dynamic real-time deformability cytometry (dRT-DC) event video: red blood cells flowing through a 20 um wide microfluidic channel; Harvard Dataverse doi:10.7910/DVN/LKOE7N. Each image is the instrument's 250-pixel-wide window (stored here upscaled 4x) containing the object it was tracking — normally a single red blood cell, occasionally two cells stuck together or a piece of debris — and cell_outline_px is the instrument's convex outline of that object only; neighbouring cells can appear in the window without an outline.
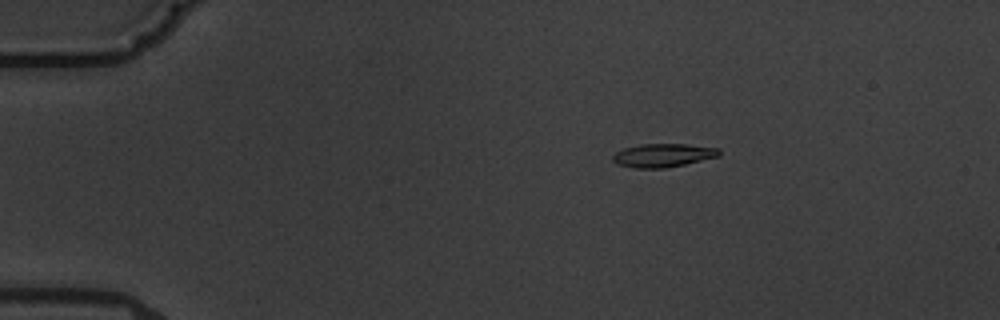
{"species": "common noctule bat (a hibernating species)", "species_latin": "Nyctalus noctula", "temperature_condition": "warm", "stored_images_in_passage": 5, "camera_frame_rate_fps": 3000, "um_per_image_px": 0.085, "animal": {"sex": "male", "body_mass_g": 19.5, "forearm_length_mm": 54.6}, "frame": {"image": 1, "passage_image": 3, "time_ms": 2.333, "image_size_px": [1000, 320], "cell_outline_px": [[720, 156], [684, 164], [664, 168], [632, 168], [616, 164], [612, 160], [612, 156], [616, 152], [624, 148], [640, 144], [688, 144], [720, 148]], "centroid_in_image_um": [56.35, 13.2], "position_along_channel_um": 28.7, "area_um2": 14.62}}